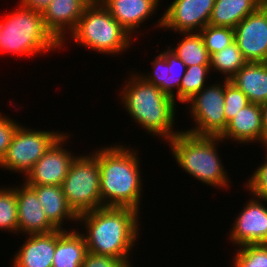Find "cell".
<instances>
[{
    "instance_id": "6da1fadb",
    "label": "cell",
    "mask_w": 267,
    "mask_h": 267,
    "mask_svg": "<svg viewBox=\"0 0 267 267\" xmlns=\"http://www.w3.org/2000/svg\"><path fill=\"white\" fill-rule=\"evenodd\" d=\"M139 214L129 207H101L78 215L77 223L84 222L86 232L81 234L87 251L124 260L132 267L129 256L140 233Z\"/></svg>"
},
{
    "instance_id": "484cf974",
    "label": "cell",
    "mask_w": 267,
    "mask_h": 267,
    "mask_svg": "<svg viewBox=\"0 0 267 267\" xmlns=\"http://www.w3.org/2000/svg\"><path fill=\"white\" fill-rule=\"evenodd\" d=\"M0 229L18 233V205L16 187L0 188Z\"/></svg>"
},
{
    "instance_id": "d590c367",
    "label": "cell",
    "mask_w": 267,
    "mask_h": 267,
    "mask_svg": "<svg viewBox=\"0 0 267 267\" xmlns=\"http://www.w3.org/2000/svg\"><path fill=\"white\" fill-rule=\"evenodd\" d=\"M262 126L264 130V147L267 146V101L261 104Z\"/></svg>"
},
{
    "instance_id": "3957f363",
    "label": "cell",
    "mask_w": 267,
    "mask_h": 267,
    "mask_svg": "<svg viewBox=\"0 0 267 267\" xmlns=\"http://www.w3.org/2000/svg\"><path fill=\"white\" fill-rule=\"evenodd\" d=\"M132 75L119 95L124 109L134 122L152 133L150 135L160 136L167 142L181 132L173 130L177 102L159 87L146 82L139 73Z\"/></svg>"
},
{
    "instance_id": "d4e9b609",
    "label": "cell",
    "mask_w": 267,
    "mask_h": 267,
    "mask_svg": "<svg viewBox=\"0 0 267 267\" xmlns=\"http://www.w3.org/2000/svg\"><path fill=\"white\" fill-rule=\"evenodd\" d=\"M210 69V65L186 67V72L180 85V102L182 104L191 100L208 84L206 78H208L207 75L210 73Z\"/></svg>"
},
{
    "instance_id": "30bf717a",
    "label": "cell",
    "mask_w": 267,
    "mask_h": 267,
    "mask_svg": "<svg viewBox=\"0 0 267 267\" xmlns=\"http://www.w3.org/2000/svg\"><path fill=\"white\" fill-rule=\"evenodd\" d=\"M214 4L215 0H174L156 26L178 33L199 32L209 24Z\"/></svg>"
},
{
    "instance_id": "4fadbf2b",
    "label": "cell",
    "mask_w": 267,
    "mask_h": 267,
    "mask_svg": "<svg viewBox=\"0 0 267 267\" xmlns=\"http://www.w3.org/2000/svg\"><path fill=\"white\" fill-rule=\"evenodd\" d=\"M229 239L234 245L267 243V207L263 200L252 196L237 215Z\"/></svg>"
},
{
    "instance_id": "52a82bcc",
    "label": "cell",
    "mask_w": 267,
    "mask_h": 267,
    "mask_svg": "<svg viewBox=\"0 0 267 267\" xmlns=\"http://www.w3.org/2000/svg\"><path fill=\"white\" fill-rule=\"evenodd\" d=\"M61 187L68 206L77 216L102 207L100 169L91 153L76 156Z\"/></svg>"
},
{
    "instance_id": "e575fe53",
    "label": "cell",
    "mask_w": 267,
    "mask_h": 267,
    "mask_svg": "<svg viewBox=\"0 0 267 267\" xmlns=\"http://www.w3.org/2000/svg\"><path fill=\"white\" fill-rule=\"evenodd\" d=\"M19 5L40 13H43L49 6L52 0H19Z\"/></svg>"
},
{
    "instance_id": "7a4b0ae2",
    "label": "cell",
    "mask_w": 267,
    "mask_h": 267,
    "mask_svg": "<svg viewBox=\"0 0 267 267\" xmlns=\"http://www.w3.org/2000/svg\"><path fill=\"white\" fill-rule=\"evenodd\" d=\"M91 154L100 169L102 207H129L139 212L142 178L138 152L119 143Z\"/></svg>"
},
{
    "instance_id": "e0dca14e",
    "label": "cell",
    "mask_w": 267,
    "mask_h": 267,
    "mask_svg": "<svg viewBox=\"0 0 267 267\" xmlns=\"http://www.w3.org/2000/svg\"><path fill=\"white\" fill-rule=\"evenodd\" d=\"M19 248L14 255L12 267H52L56 250V230L29 235Z\"/></svg>"
},
{
    "instance_id": "d6a6232c",
    "label": "cell",
    "mask_w": 267,
    "mask_h": 267,
    "mask_svg": "<svg viewBox=\"0 0 267 267\" xmlns=\"http://www.w3.org/2000/svg\"><path fill=\"white\" fill-rule=\"evenodd\" d=\"M0 162L6 154L12 137L20 124L7 115L0 113Z\"/></svg>"
},
{
    "instance_id": "d6986e66",
    "label": "cell",
    "mask_w": 267,
    "mask_h": 267,
    "mask_svg": "<svg viewBox=\"0 0 267 267\" xmlns=\"http://www.w3.org/2000/svg\"><path fill=\"white\" fill-rule=\"evenodd\" d=\"M230 81L249 102L263 104L267 101V62H247Z\"/></svg>"
},
{
    "instance_id": "9a60e30c",
    "label": "cell",
    "mask_w": 267,
    "mask_h": 267,
    "mask_svg": "<svg viewBox=\"0 0 267 267\" xmlns=\"http://www.w3.org/2000/svg\"><path fill=\"white\" fill-rule=\"evenodd\" d=\"M18 232L24 235L49 233L57 228L48 220L36 191L25 182L16 187Z\"/></svg>"
},
{
    "instance_id": "7c38bea8",
    "label": "cell",
    "mask_w": 267,
    "mask_h": 267,
    "mask_svg": "<svg viewBox=\"0 0 267 267\" xmlns=\"http://www.w3.org/2000/svg\"><path fill=\"white\" fill-rule=\"evenodd\" d=\"M69 138L65 133L37 161L24 177L29 186L57 185L61 186L68 174L71 163L76 158L74 154L62 147Z\"/></svg>"
},
{
    "instance_id": "f546056e",
    "label": "cell",
    "mask_w": 267,
    "mask_h": 267,
    "mask_svg": "<svg viewBox=\"0 0 267 267\" xmlns=\"http://www.w3.org/2000/svg\"><path fill=\"white\" fill-rule=\"evenodd\" d=\"M250 102L247 96L230 80L225 79V117L228 122Z\"/></svg>"
},
{
    "instance_id": "9c48e42d",
    "label": "cell",
    "mask_w": 267,
    "mask_h": 267,
    "mask_svg": "<svg viewBox=\"0 0 267 267\" xmlns=\"http://www.w3.org/2000/svg\"><path fill=\"white\" fill-rule=\"evenodd\" d=\"M205 86L187 103L195 127L184 130L195 136H220L226 129L225 79Z\"/></svg>"
},
{
    "instance_id": "7402d4cb",
    "label": "cell",
    "mask_w": 267,
    "mask_h": 267,
    "mask_svg": "<svg viewBox=\"0 0 267 267\" xmlns=\"http://www.w3.org/2000/svg\"><path fill=\"white\" fill-rule=\"evenodd\" d=\"M266 0H215L209 25L235 28Z\"/></svg>"
},
{
    "instance_id": "4316f807",
    "label": "cell",
    "mask_w": 267,
    "mask_h": 267,
    "mask_svg": "<svg viewBox=\"0 0 267 267\" xmlns=\"http://www.w3.org/2000/svg\"><path fill=\"white\" fill-rule=\"evenodd\" d=\"M199 33L210 56L234 42V28L231 27L208 24Z\"/></svg>"
},
{
    "instance_id": "1f68e13d",
    "label": "cell",
    "mask_w": 267,
    "mask_h": 267,
    "mask_svg": "<svg viewBox=\"0 0 267 267\" xmlns=\"http://www.w3.org/2000/svg\"><path fill=\"white\" fill-rule=\"evenodd\" d=\"M267 149V146L265 147ZM247 184L245 183L248 192H251L253 196L262 199L267 202V154L265 157V162L256 168L253 175L247 179Z\"/></svg>"
},
{
    "instance_id": "2e32d148",
    "label": "cell",
    "mask_w": 267,
    "mask_h": 267,
    "mask_svg": "<svg viewBox=\"0 0 267 267\" xmlns=\"http://www.w3.org/2000/svg\"><path fill=\"white\" fill-rule=\"evenodd\" d=\"M222 140L232 139L240 144L261 142L264 147L261 104L249 103L243 107L227 124L219 136Z\"/></svg>"
},
{
    "instance_id": "4dcf8cb0",
    "label": "cell",
    "mask_w": 267,
    "mask_h": 267,
    "mask_svg": "<svg viewBox=\"0 0 267 267\" xmlns=\"http://www.w3.org/2000/svg\"><path fill=\"white\" fill-rule=\"evenodd\" d=\"M152 64V73L139 74L146 82L159 87L167 95V78L170 76L169 67L165 57L159 53Z\"/></svg>"
},
{
    "instance_id": "ffe728a7",
    "label": "cell",
    "mask_w": 267,
    "mask_h": 267,
    "mask_svg": "<svg viewBox=\"0 0 267 267\" xmlns=\"http://www.w3.org/2000/svg\"><path fill=\"white\" fill-rule=\"evenodd\" d=\"M87 252L86 241L80 231L57 229L52 267H81Z\"/></svg>"
},
{
    "instance_id": "8992f818",
    "label": "cell",
    "mask_w": 267,
    "mask_h": 267,
    "mask_svg": "<svg viewBox=\"0 0 267 267\" xmlns=\"http://www.w3.org/2000/svg\"><path fill=\"white\" fill-rule=\"evenodd\" d=\"M70 39L90 50L118 55L132 44L131 36L101 2H91L69 34Z\"/></svg>"
},
{
    "instance_id": "277c9868",
    "label": "cell",
    "mask_w": 267,
    "mask_h": 267,
    "mask_svg": "<svg viewBox=\"0 0 267 267\" xmlns=\"http://www.w3.org/2000/svg\"><path fill=\"white\" fill-rule=\"evenodd\" d=\"M220 141L224 142L219 136H195L181 131L167 143L176 163L191 177L213 188L225 189L230 181L216 147Z\"/></svg>"
},
{
    "instance_id": "ac0fdd59",
    "label": "cell",
    "mask_w": 267,
    "mask_h": 267,
    "mask_svg": "<svg viewBox=\"0 0 267 267\" xmlns=\"http://www.w3.org/2000/svg\"><path fill=\"white\" fill-rule=\"evenodd\" d=\"M114 19L132 36L157 10L159 0H101Z\"/></svg>"
},
{
    "instance_id": "cb8c5ba5",
    "label": "cell",
    "mask_w": 267,
    "mask_h": 267,
    "mask_svg": "<svg viewBox=\"0 0 267 267\" xmlns=\"http://www.w3.org/2000/svg\"><path fill=\"white\" fill-rule=\"evenodd\" d=\"M246 63L247 60L235 41L220 52L212 54L210 58L211 70L224 74L227 80H231Z\"/></svg>"
},
{
    "instance_id": "5b68a950",
    "label": "cell",
    "mask_w": 267,
    "mask_h": 267,
    "mask_svg": "<svg viewBox=\"0 0 267 267\" xmlns=\"http://www.w3.org/2000/svg\"><path fill=\"white\" fill-rule=\"evenodd\" d=\"M61 49L45 28L42 13L18 5L0 23V51L17 56H34Z\"/></svg>"
},
{
    "instance_id": "8d00e7d4",
    "label": "cell",
    "mask_w": 267,
    "mask_h": 267,
    "mask_svg": "<svg viewBox=\"0 0 267 267\" xmlns=\"http://www.w3.org/2000/svg\"><path fill=\"white\" fill-rule=\"evenodd\" d=\"M91 2H100L101 0H90Z\"/></svg>"
},
{
    "instance_id": "8fae6325",
    "label": "cell",
    "mask_w": 267,
    "mask_h": 267,
    "mask_svg": "<svg viewBox=\"0 0 267 267\" xmlns=\"http://www.w3.org/2000/svg\"><path fill=\"white\" fill-rule=\"evenodd\" d=\"M234 41L247 62H267V2L234 28Z\"/></svg>"
},
{
    "instance_id": "5bb4252c",
    "label": "cell",
    "mask_w": 267,
    "mask_h": 267,
    "mask_svg": "<svg viewBox=\"0 0 267 267\" xmlns=\"http://www.w3.org/2000/svg\"><path fill=\"white\" fill-rule=\"evenodd\" d=\"M90 3V0H52L42 13L45 28L61 44V47L64 46L66 34L73 31Z\"/></svg>"
},
{
    "instance_id": "603a6c76",
    "label": "cell",
    "mask_w": 267,
    "mask_h": 267,
    "mask_svg": "<svg viewBox=\"0 0 267 267\" xmlns=\"http://www.w3.org/2000/svg\"><path fill=\"white\" fill-rule=\"evenodd\" d=\"M184 38L177 47L170 48L186 67L196 65H210V58L199 32L180 33Z\"/></svg>"
},
{
    "instance_id": "ba28073f",
    "label": "cell",
    "mask_w": 267,
    "mask_h": 267,
    "mask_svg": "<svg viewBox=\"0 0 267 267\" xmlns=\"http://www.w3.org/2000/svg\"><path fill=\"white\" fill-rule=\"evenodd\" d=\"M65 133L32 130L19 125L15 131L0 167L27 175L37 161Z\"/></svg>"
},
{
    "instance_id": "836d02e7",
    "label": "cell",
    "mask_w": 267,
    "mask_h": 267,
    "mask_svg": "<svg viewBox=\"0 0 267 267\" xmlns=\"http://www.w3.org/2000/svg\"><path fill=\"white\" fill-rule=\"evenodd\" d=\"M81 267H130L124 260L87 252Z\"/></svg>"
},
{
    "instance_id": "44dd1931",
    "label": "cell",
    "mask_w": 267,
    "mask_h": 267,
    "mask_svg": "<svg viewBox=\"0 0 267 267\" xmlns=\"http://www.w3.org/2000/svg\"><path fill=\"white\" fill-rule=\"evenodd\" d=\"M37 194L39 203L48 220L57 228L63 230L64 221H76L78 216L68 206L61 186L40 185L31 186Z\"/></svg>"
},
{
    "instance_id": "83f0119b",
    "label": "cell",
    "mask_w": 267,
    "mask_h": 267,
    "mask_svg": "<svg viewBox=\"0 0 267 267\" xmlns=\"http://www.w3.org/2000/svg\"><path fill=\"white\" fill-rule=\"evenodd\" d=\"M236 252L233 267H267V243L243 245Z\"/></svg>"
},
{
    "instance_id": "f1b7e54d",
    "label": "cell",
    "mask_w": 267,
    "mask_h": 267,
    "mask_svg": "<svg viewBox=\"0 0 267 267\" xmlns=\"http://www.w3.org/2000/svg\"><path fill=\"white\" fill-rule=\"evenodd\" d=\"M160 53L165 57L169 67L170 76L167 78V95L180 102V85L186 72V65L170 47ZM175 89H177L176 93Z\"/></svg>"
}]
</instances>
